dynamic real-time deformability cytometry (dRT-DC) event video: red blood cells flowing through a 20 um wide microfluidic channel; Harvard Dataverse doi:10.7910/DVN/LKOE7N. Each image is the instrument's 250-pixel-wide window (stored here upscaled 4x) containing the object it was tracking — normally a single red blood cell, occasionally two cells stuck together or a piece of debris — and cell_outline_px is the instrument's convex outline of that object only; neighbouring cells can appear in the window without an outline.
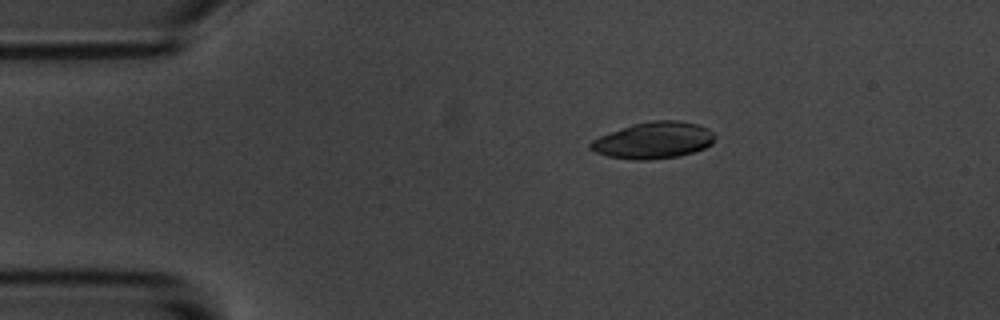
{"species": "common noctule bat (a hibernating species)", "species_latin": "Nyctalus noctula", "temperature_condition": "room temperature", "stored_images_in_passage": 15, "camera_frame_rate_fps": 3000, "um_per_image_px": 0.085, "animal": {"sex": "male", "body_mass_g": 20.1, "forearm_length_mm": 53.5}, "frame": {"image": 1, "passage_image": 3, "time_ms": 3.0, "image_size_px": [1000, 320], "cell_outline_px": [[716, 136], [712, 144], [704, 148], [680, 156], [648, 160], [636, 160], [608, 156], [596, 152], [588, 148], [588, 144], [592, 140], [600, 136], [632, 124], [652, 120], [676, 120], [696, 124], [708, 128]], "centroid_in_image_um": [55.55, 11.93], "position_along_channel_um": 29.4, "area_um2": 26.47}}
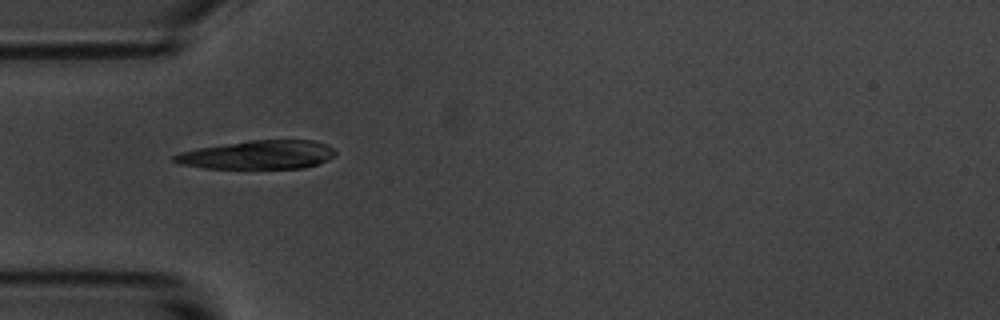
{"frame": {"image": 2, "passage_image": 5, "time_ms": 5.333, "image_size_px": [1000, 320], "cell_outline_px": [[336, 156], [320, 164], [304, 168], [204, 168], [180, 164], [172, 160], [172, 156], [180, 152], [196, 148], [252, 140], [312, 140], [328, 144], [336, 152]], "centroid_in_image_um": [21.96, 13.16], "position_along_channel_um": 63.0, "area_um2": 27.05}}
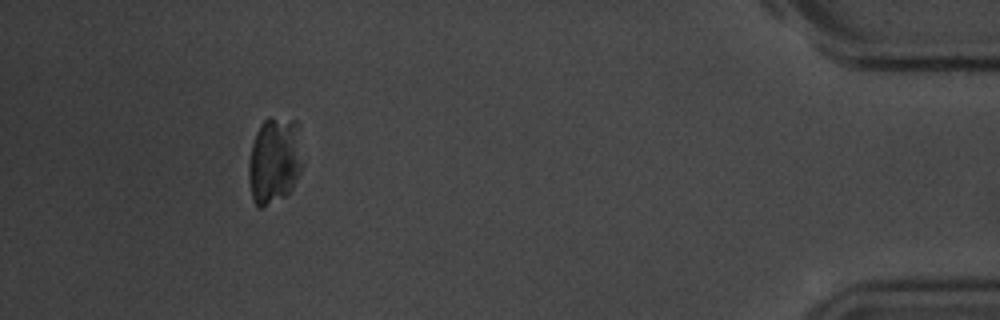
{"frame": {"image": 3, "passage_image": 14, "time_ms": 17.0, "image_size_px": [1000, 320], "cell_outline_px": [[304, 164], [292, 188], [284, 196], [260, 208], [252, 200], [248, 176], [248, 164], [252, 144], [256, 132], [260, 124], [268, 116], [296, 120], [300, 124]], "centroid_in_image_um": [23.36, 13.57], "position_along_channel_um": 411.8, "area_um2": 27.98}, "authors_computed_cell_mechanics": {"area_um2": 28.4954, "velocity_mm_per_s": 3.5208, "shape_relaxation_time_tau1_ms": 0.1527, "shape_relaxation_time_tau2_ms": null, "deformation_change_tau1": 0.0458, "deformation_change_tau2": null}}